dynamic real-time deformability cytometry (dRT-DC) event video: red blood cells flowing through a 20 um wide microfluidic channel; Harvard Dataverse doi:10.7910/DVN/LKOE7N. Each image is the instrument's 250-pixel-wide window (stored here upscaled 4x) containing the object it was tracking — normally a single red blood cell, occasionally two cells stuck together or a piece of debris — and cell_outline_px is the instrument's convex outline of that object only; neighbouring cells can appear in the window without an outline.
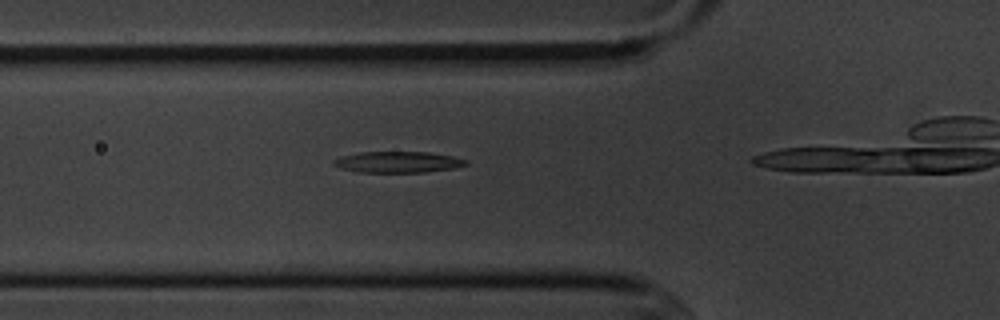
{"species": "common noctule bat (a hibernating species)", "species_latin": "Nyctalus noctula", "temperature_condition": "cold", "stored_images_in_passage": 6, "camera_frame_rate_fps": 3000, "um_per_image_px": 0.085, "animal": {"sex": "male", "body_mass_g": 20.1, "forearm_length_mm": 53.5}, "frame": {"image": 1, "passage_image": 6, "time_ms": 6.667, "image_size_px": [1000, 320], "cell_outline_px": [[468, 164], [452, 168], [424, 172], [356, 172], [340, 168], [332, 164], [332, 160], [340, 156], [360, 152], [428, 152], [452, 156], [468, 160]], "centroid_in_image_um": [33.77, 13.77], "position_along_channel_um": 92.0, "area_um2": 16.3}}